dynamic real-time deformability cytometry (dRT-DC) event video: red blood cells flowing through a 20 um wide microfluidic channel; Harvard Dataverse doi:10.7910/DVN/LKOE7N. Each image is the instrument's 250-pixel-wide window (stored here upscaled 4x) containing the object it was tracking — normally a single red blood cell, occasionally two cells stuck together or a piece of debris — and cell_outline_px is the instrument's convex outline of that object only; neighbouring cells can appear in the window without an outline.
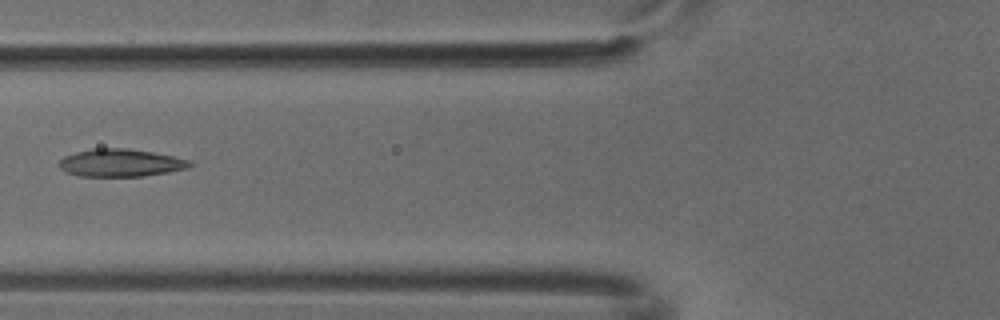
{"species": "common noctule bat (a hibernating species)", "species_latin": "Nyctalus noctula", "temperature_condition": "cold", "stored_images_in_passage": 6, "camera_frame_rate_fps": 3000, "um_per_image_px": 0.085, "animal": {"sex": "male", "body_mass_g": 18.8}, "frame": {"image": 1, "passage_image": 5, "time_ms": 1.333, "image_size_px": [1000, 320], "cell_outline_px": [[192, 164], [188, 168], [168, 172], [144, 176], [80, 176], [64, 172], [60, 168], [60, 160], [64, 156], [76, 152], [96, 148], [128, 148], [152, 152], [172, 156], [188, 160]], "centroid_in_image_um": [10.23, 13.84], "position_along_channel_um": 115.6, "area_um2": 20.92}}
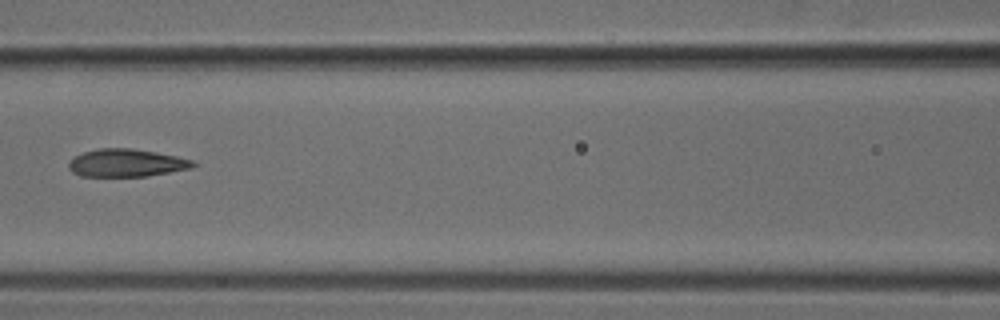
{"frame": {"image": 2, "passage_image": 6, "time_ms": 1.667, "image_size_px": [1000, 320], "cell_outline_px": [[196, 164], [192, 168], [148, 176], [80, 176], [72, 172], [68, 168], [68, 164], [76, 156], [84, 152], [100, 148], [132, 148], [156, 152], [176, 156], [192, 160]], "centroid_in_image_um": [10.75, 13.85], "position_along_channel_um": 155.8, "area_um2": 20.0}}